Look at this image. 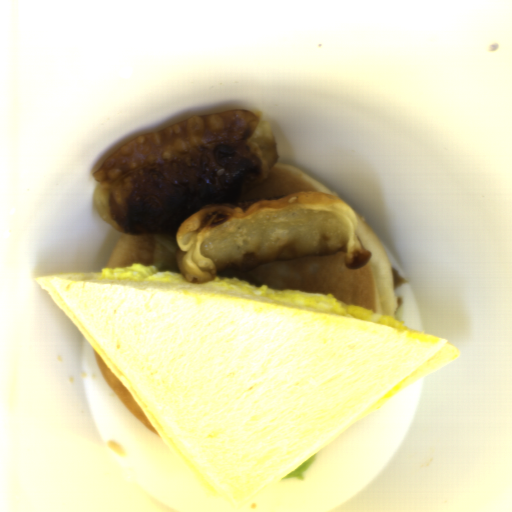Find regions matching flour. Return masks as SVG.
<instances>
[{
  "instance_id": "c2a2500e",
  "label": "flour",
  "mask_w": 512,
  "mask_h": 512,
  "mask_svg": "<svg viewBox=\"0 0 512 512\" xmlns=\"http://www.w3.org/2000/svg\"><path fill=\"white\" fill-rule=\"evenodd\" d=\"M280 158L261 111L194 115L134 136L93 178L95 212L122 235L176 233L174 263L189 284L217 272L340 251L350 270L371 251L354 209L337 195L300 191L240 202Z\"/></svg>"
}]
</instances>
